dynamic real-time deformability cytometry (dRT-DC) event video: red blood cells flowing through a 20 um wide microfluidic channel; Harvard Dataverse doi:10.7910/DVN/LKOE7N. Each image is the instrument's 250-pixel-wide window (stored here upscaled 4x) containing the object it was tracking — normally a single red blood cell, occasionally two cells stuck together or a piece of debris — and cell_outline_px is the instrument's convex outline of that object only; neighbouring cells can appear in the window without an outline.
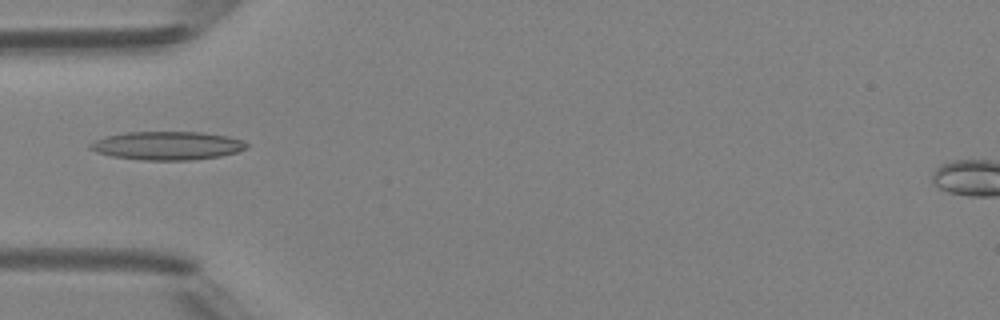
{"species": "Egyptian fruit bat (a non-hibernating species)", "species_latin": "Rousettus aegyptiacus", "temperature_condition": "room temperature", "stored_images_in_passage": 1, "camera_frame_rate_fps": 3000, "um_per_image_px": 0.085, "animal": {"sex": "female"}, "frame": {"image": 1, "passage_image": 1, "time_ms": 0.0, "image_size_px": [1000, 320], "cell_outline_px": [[248, 148], [236, 152], [220, 156], [188, 160], [140, 160], [112, 156], [96, 152], [88, 148], [88, 144], [96, 140], [108, 136], [124, 132], [200, 132], [228, 136], [240, 140], [248, 144]], "centroid_in_image_um": [14.2, 12.38], "position_along_channel_um": 70.8, "area_um2": 25.84}}